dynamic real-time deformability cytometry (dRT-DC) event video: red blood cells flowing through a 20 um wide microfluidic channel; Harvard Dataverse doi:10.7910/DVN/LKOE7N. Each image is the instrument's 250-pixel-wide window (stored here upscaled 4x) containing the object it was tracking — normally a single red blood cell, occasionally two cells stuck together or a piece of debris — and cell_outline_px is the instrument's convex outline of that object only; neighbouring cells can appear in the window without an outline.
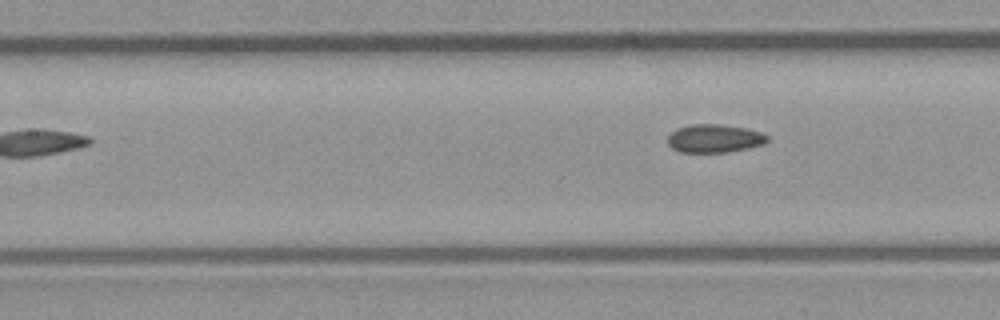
{"species": "common noctule bat (a hibernating species)", "species_latin": "Nyctalus noctula", "temperature_condition": "room temperature", "stored_images_in_passage": 6, "camera_frame_rate_fps": 3000, "um_per_image_px": 0.085, "animal": {"sex": "male", "body_mass_g": 23.1, "forearm_length_mm": 52.7}, "frame": {"image": 1, "passage_image": 6, "time_ms": 6.0, "image_size_px": [1000, 320], "cell_outline_px": [[768, 140], [764, 144], [748, 148], [728, 152], [680, 152], [672, 148], [668, 144], [668, 136], [676, 128], [688, 124], [720, 124], [748, 128], [760, 132], [768, 136]], "centroid_in_image_um": [60.72, 11.76], "position_along_channel_um": 146.7, "area_um2": 16.53}}